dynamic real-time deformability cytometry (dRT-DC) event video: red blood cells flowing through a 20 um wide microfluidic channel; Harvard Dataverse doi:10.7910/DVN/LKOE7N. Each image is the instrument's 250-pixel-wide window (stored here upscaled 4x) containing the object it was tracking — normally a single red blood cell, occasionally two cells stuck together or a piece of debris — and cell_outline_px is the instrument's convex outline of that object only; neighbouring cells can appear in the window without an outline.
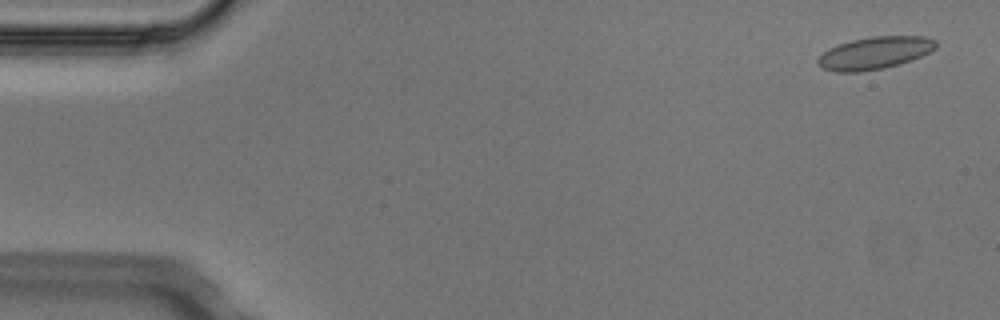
{"species": "Egyptian fruit bat (a non-hibernating species)", "species_latin": "Rousettus aegyptiacus", "temperature_condition": "cold", "stored_images_in_passage": 6, "camera_frame_rate_fps": 3000, "um_per_image_px": 0.085, "animal": {"sex": "male"}, "frame": {"image": 1, "passage_image": 1, "time_ms": 0.0, "image_size_px": [1000, 320], "cell_outline_px": [[936, 48], [920, 56], [900, 64], [884, 68], [856, 72], [836, 72], [824, 68], [816, 64], [816, 60], [828, 48], [852, 40], [872, 36], [924, 36], [936, 40]], "centroid_in_image_um": [74.34, 4.5], "position_along_channel_um": 10.7, "area_um2": 22.14}}
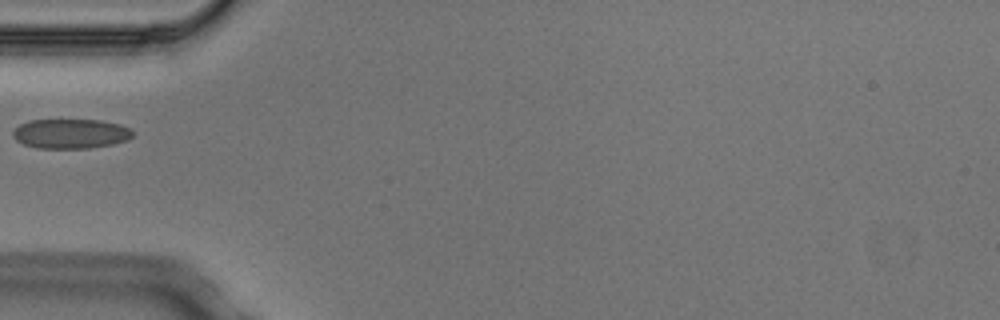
{"frame": {"image": 2, "passage_image": 5, "time_ms": 1.333, "image_size_px": [1000, 320], "cell_outline_px": [[136, 132], [128, 140], [112, 144], [88, 148], [36, 148], [24, 144], [16, 140], [12, 136], [12, 132], [20, 124], [28, 120], [100, 120], [120, 124], [132, 128]], "centroid_in_image_um": [6.04, 11.36], "position_along_channel_um": 79.0, "area_um2": 20.87}}
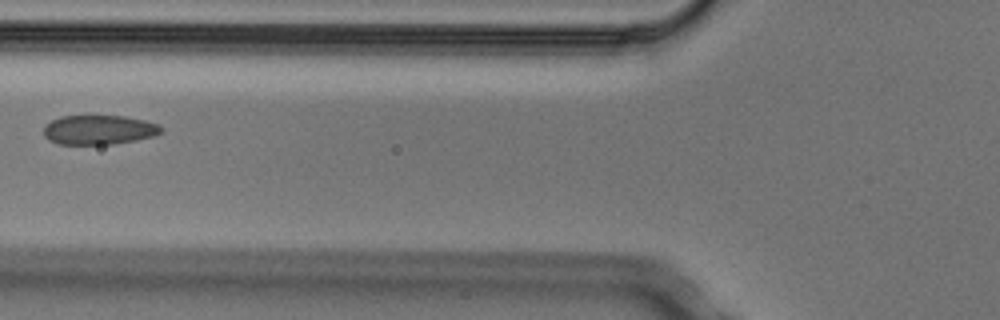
{"frame": {"image": 3, "passage_image": 6, "time_ms": 1.667, "image_size_px": [1000, 320], "cell_outline_px": [[164, 132], [156, 136], [136, 140], [112, 144], [56, 144], [48, 140], [44, 136], [44, 124], [60, 116], [124, 116], [144, 120], [160, 124], [164, 128]], "centroid_in_image_um": [8.44, 11.04], "position_along_channel_um": 117.4, "area_um2": 20.46}}